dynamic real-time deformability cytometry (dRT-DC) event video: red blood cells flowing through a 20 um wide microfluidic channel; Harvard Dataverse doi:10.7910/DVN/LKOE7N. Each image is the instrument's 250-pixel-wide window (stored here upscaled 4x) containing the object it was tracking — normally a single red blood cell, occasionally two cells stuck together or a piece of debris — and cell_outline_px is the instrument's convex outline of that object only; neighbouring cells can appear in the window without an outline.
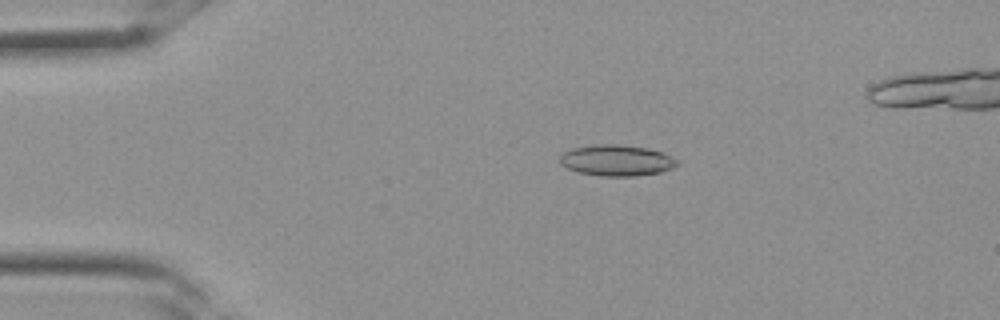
{"species": "Egyptian fruit bat (a non-hibernating species)", "species_latin": "Rousettus aegyptiacus", "temperature_condition": "room temperature", "stored_images_in_passage": 32, "camera_frame_rate_fps": 3000, "um_per_image_px": 0.085, "frame": {"image": 1, "passage_image": 7, "time_ms": 2.0, "image_size_px": [1000, 320], "cell_outline_px": [[680, 164], [672, 168], [660, 172], [636, 176], [600, 176], [580, 172], [568, 168], [560, 164], [560, 156], [564, 152], [572, 148], [592, 144], [616, 144], [648, 148], [664, 152], [680, 160]], "centroid_in_image_um": [52.46, 13.62], "position_along_channel_um": 32.5, "area_um2": 21.44}}
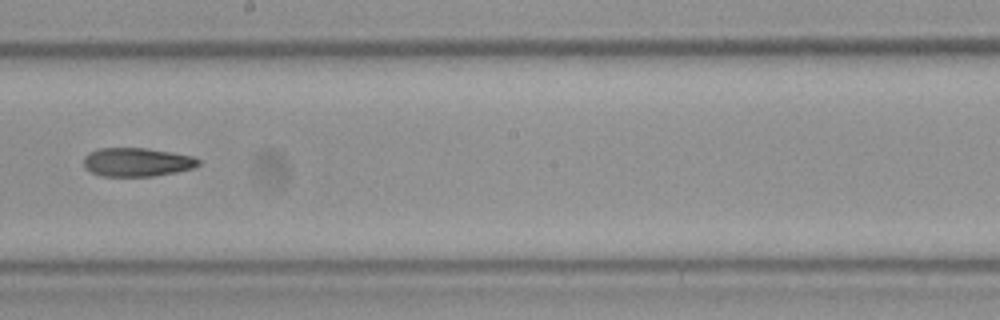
{"frame": {"image": 2, "passage_image": 19, "time_ms": 6.0, "image_size_px": [1000, 320], "cell_outline_px": [[200, 164], [192, 168], [176, 172], [152, 176], [100, 176], [84, 168], [84, 156], [88, 152], [96, 148], [148, 148], [172, 152], [192, 156], [200, 160]], "centroid_in_image_um": [11.61, 13.77], "position_along_channel_um": 236.6, "area_um2": 19.31}}
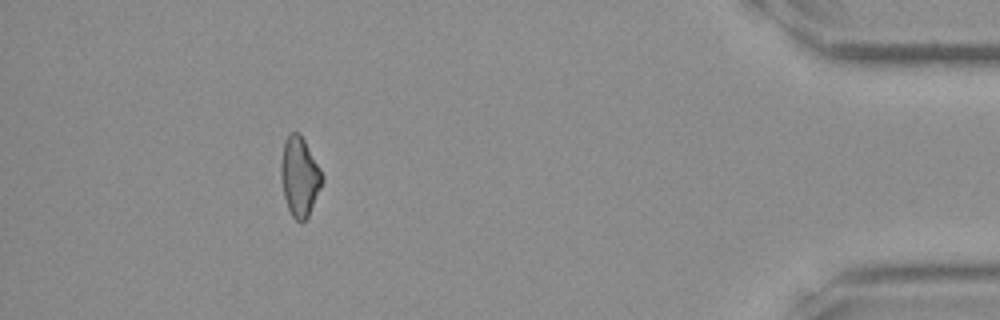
{"frame": {"image": 3, "passage_image": 30, "time_ms": 9.667, "image_size_px": [1000, 320], "cell_outline_px": [[324, 180], [308, 216], [300, 224], [292, 216], [288, 208], [284, 196], [280, 176], [280, 164], [284, 140], [288, 132], [300, 132], [320, 168], [324, 176]], "centroid_in_image_um": [25.45, 14.98], "position_along_channel_um": 409.7, "area_um2": 19.25}}